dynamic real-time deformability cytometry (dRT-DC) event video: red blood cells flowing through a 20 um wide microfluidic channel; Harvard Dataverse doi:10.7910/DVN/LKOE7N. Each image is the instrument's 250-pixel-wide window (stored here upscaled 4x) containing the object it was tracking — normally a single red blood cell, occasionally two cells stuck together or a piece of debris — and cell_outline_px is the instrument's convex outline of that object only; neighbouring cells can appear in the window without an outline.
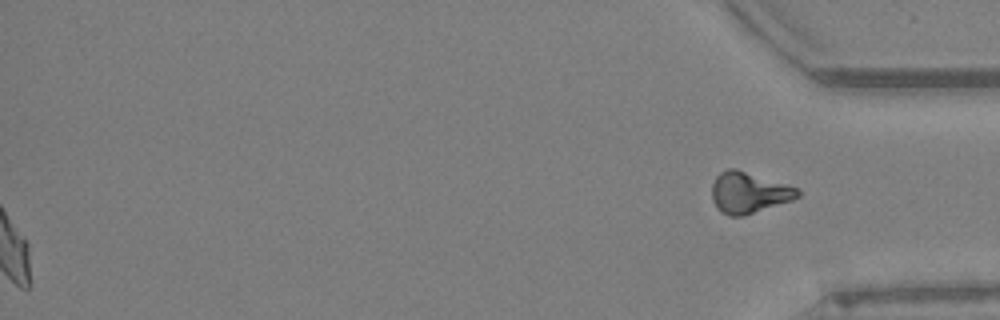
{"species": "Egyptian fruit bat (a non-hibernating species)", "species_latin": "Rousettus aegyptiacus", "temperature_condition": "warm", "stored_images_in_passage": 61, "segment_of_instrument_passage": [2, 2], "camera_frame_rate_fps": 3000, "um_per_image_px": 0.085, "animal": {"sex": "female"}, "frame": {"image": 1, "passage_image": 61, "time_ms": 20.0, "image_size_px": [1000, 320], "cell_outline_px": [[800, 196], [792, 200], [744, 216], [728, 216], [720, 212], [712, 200], [712, 184], [716, 176], [720, 172], [728, 168], [736, 168], [796, 188], [800, 192]], "centroid_in_image_um": [63.6, 16.38], "position_along_channel_um": 371.6, "area_um2": 20.4}}